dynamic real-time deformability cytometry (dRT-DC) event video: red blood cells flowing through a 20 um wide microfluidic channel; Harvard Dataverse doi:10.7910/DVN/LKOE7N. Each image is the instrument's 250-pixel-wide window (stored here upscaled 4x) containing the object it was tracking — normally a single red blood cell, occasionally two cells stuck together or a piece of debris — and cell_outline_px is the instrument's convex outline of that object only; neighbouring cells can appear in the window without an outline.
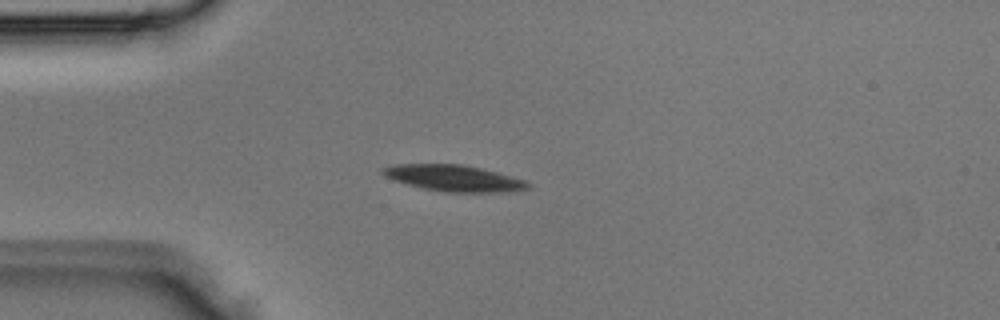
{"species": "Egyptian fruit bat (a non-hibernating species)", "species_latin": "Rousettus aegyptiacus", "temperature_condition": "room temperature", "stored_images_in_passage": 2, "camera_frame_rate_fps": 3000, "um_per_image_px": 0.085, "animal": {"sex": "male"}, "frame": {"image": 1, "passage_image": 2, "time_ms": 0.333, "image_size_px": [1000, 320], "cell_outline_px": [[532, 184], [528, 188], [512, 192], [440, 192], [408, 184], [396, 180], [380, 172], [380, 168], [392, 164], [464, 164], [512, 176], [524, 180]], "centroid_in_image_um": [38.6, 15.14], "position_along_channel_um": 46.4, "area_um2": 22.2}}